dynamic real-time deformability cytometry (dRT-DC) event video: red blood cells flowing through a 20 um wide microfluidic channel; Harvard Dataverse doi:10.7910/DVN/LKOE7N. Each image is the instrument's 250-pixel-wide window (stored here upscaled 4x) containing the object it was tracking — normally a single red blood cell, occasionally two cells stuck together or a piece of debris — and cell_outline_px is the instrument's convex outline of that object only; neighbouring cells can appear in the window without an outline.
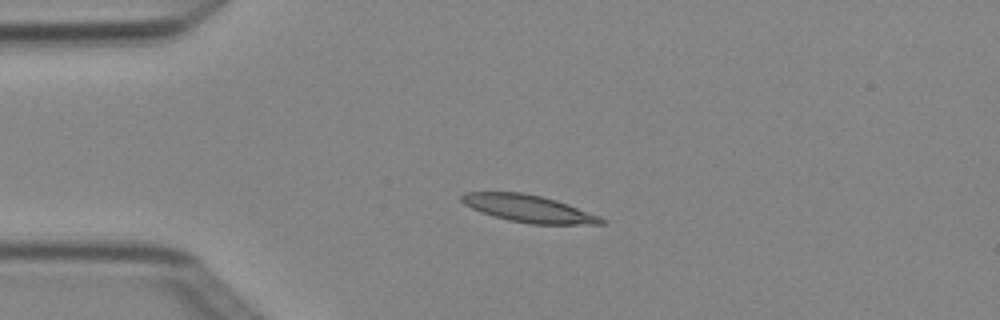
{"species": "Egyptian fruit bat (a non-hibernating species)", "species_latin": "Rousettus aegyptiacus", "temperature_condition": "cold", "stored_images_in_passage": 4, "camera_frame_rate_fps": 3000, "um_per_image_px": 0.085, "animal": {"sex": "female"}, "frame": {"image": 1, "passage_image": 3, "time_ms": 0.667, "image_size_px": [1000, 320], "cell_outline_px": [[608, 224], [532, 224], [508, 220], [472, 208], [464, 204], [460, 200], [460, 196], [464, 192], [520, 192], [540, 196], [556, 200], [568, 204], [600, 216], [608, 220]], "centroid_in_image_um": [44.98, 17.73], "position_along_channel_um": 40.0, "area_um2": 22.02}}